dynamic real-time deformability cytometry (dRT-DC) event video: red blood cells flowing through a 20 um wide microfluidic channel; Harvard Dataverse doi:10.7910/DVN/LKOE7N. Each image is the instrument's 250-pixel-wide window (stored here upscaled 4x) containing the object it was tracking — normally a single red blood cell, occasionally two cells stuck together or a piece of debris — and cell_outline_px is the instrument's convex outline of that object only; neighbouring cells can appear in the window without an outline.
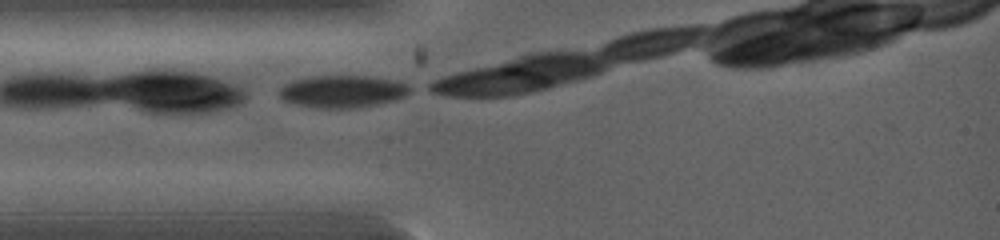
{"species": "common noctule bat (a hibernating species)", "species_latin": "Nyctalus noctula", "temperature_condition": "warm", "stored_images_in_passage": 2, "camera_frame_rate_fps": 5000, "um_per_image_px": 0.085, "animal": {"sex": "female", "body_mass_g": 19.0, "forearm_length_mm": 53.3}, "frame": {"image": 1, "passage_image": 1, "time_ms": 0.0, "image_size_px": [1000, 240], "cell_outline_px": [[416, 88], [404, 96], [396, 100], [356, 108], [316, 108], [296, 104], [284, 100], [276, 92], [284, 84], [292, 80], [308, 76], [368, 76], [404, 80], [412, 84]], "centroid_in_image_um": [29.2, 7.75], "position_along_channel_um": 55.8, "area_um2": 25.32}}